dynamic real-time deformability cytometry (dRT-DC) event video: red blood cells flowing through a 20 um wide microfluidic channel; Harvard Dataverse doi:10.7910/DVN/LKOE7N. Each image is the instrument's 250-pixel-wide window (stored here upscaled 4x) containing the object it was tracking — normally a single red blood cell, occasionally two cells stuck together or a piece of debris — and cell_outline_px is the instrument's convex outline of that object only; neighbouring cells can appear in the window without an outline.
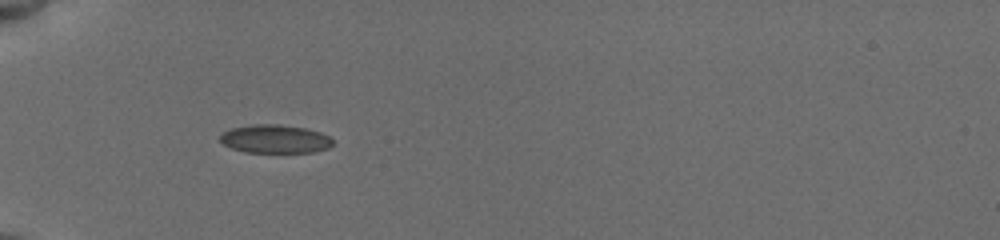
{"species": "common noctule bat (a hibernating species)", "species_latin": "Nyctalus noctula", "temperature_condition": "cold", "stored_images_in_passage": 64, "camera_frame_rate_fps": 3000, "um_per_image_px": 0.085, "animal": {"sex": "female", "body_mass_g": 19.5, "forearm_length_mm": 54.1}, "frame": {"image": 1, "passage_image": 1, "time_ms": 0.0, "image_size_px": [1000, 240], "cell_outline_px": [[332, 144], [328, 148], [312, 152], [244, 152], [232, 148], [224, 144], [220, 140], [220, 136], [224, 132], [232, 128], [252, 124], [280, 124], [304, 128], [320, 132], [328, 136], [332, 140]], "centroid_in_image_um": [23.37, 11.81], "position_along_channel_um": 61.6, "area_um2": 18.5}}
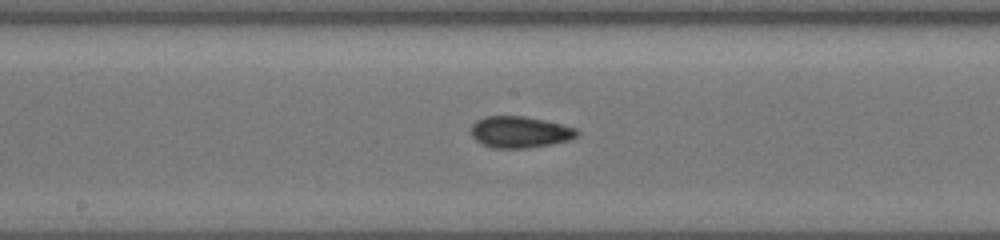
{"frame": {"image": 2, "passage_image": 24, "time_ms": 4.0, "image_size_px": [1000, 240], "cell_outline_px": [[576, 136], [568, 140], [552, 144], [528, 148], [492, 148], [476, 140], [472, 136], [472, 124], [476, 120], [484, 116], [524, 116], [544, 120], [576, 128]], "centroid_in_image_um": [44.15, 11.22], "position_along_channel_um": 204.0, "area_um2": 19.25}}
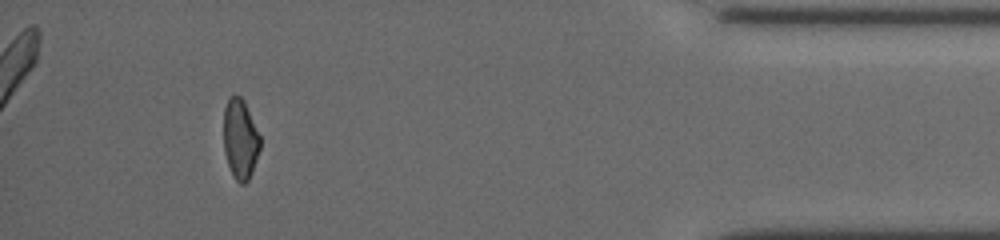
{"frame": {"image": 3, "passage_image": 56, "time_ms": 10.667, "image_size_px": [1000, 240], "cell_outline_px": [[260, 148], [252, 172], [248, 180], [244, 184], [240, 184], [236, 180], [228, 164], [224, 152], [224, 108], [228, 100], [232, 96], [240, 96], [244, 100], [260, 136]], "centroid_in_image_um": [20.42, 11.83], "position_along_channel_um": 414.8, "area_um2": 16.82}, "authors_computed_cell_mechanics": {"area_um2": 18.6116, "velocity_mm_per_s": 3.8354, "shape_relaxation_time_tau1_ms": null, "shape_relaxation_time_tau2_ms": 1.9677, "deformation_change_tau1": null, "deformation_change_tau2": 0.0618}}